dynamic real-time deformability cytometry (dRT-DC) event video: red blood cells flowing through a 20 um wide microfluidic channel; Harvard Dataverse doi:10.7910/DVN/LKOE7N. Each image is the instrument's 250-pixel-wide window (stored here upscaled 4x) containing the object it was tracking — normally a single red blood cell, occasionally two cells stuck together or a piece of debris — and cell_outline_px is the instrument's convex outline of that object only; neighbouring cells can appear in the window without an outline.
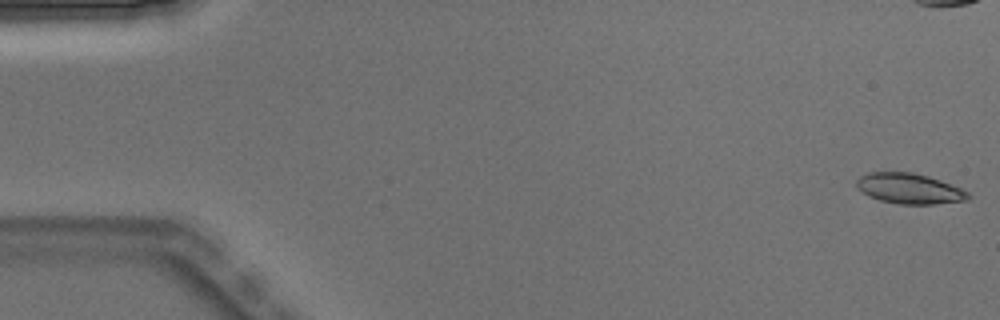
{"species": "Egyptian fruit bat (a non-hibernating species)", "species_latin": "Rousettus aegyptiacus", "temperature_condition": "warm", "stored_images_in_passage": 5, "camera_frame_rate_fps": 3000, "um_per_image_px": 0.085, "animal": {"sex": "male"}, "frame": {"image": 1, "passage_image": 1, "time_ms": 0.0, "image_size_px": [1000, 320], "cell_outline_px": [[972, 196], [968, 200], [936, 204], [900, 204], [880, 200], [868, 196], [856, 188], [856, 180], [860, 176], [868, 172], [912, 172], [928, 176], [940, 180], [960, 188], [968, 192]], "centroid_in_image_um": [77.28, 16.03], "position_along_channel_um": 7.7, "area_um2": 19.88}}
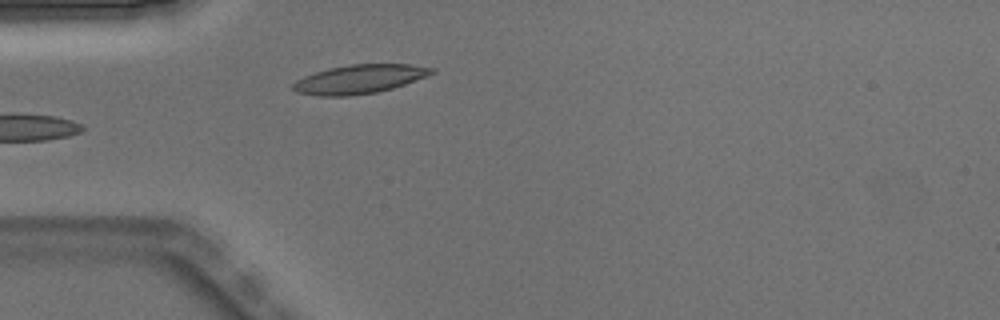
{"frame": {"image": 2, "passage_image": 5, "time_ms": 1.333, "image_size_px": [1000, 320], "cell_outline_px": [[436, 72], [428, 76], [392, 88], [376, 92], [348, 96], [320, 96], [296, 92], [292, 88], [292, 84], [296, 80], [304, 76], [328, 68], [352, 64], [408, 64], [436, 68]], "centroid_in_image_um": [30.56, 6.72], "position_along_channel_um": 54.4, "area_um2": 23.29}}